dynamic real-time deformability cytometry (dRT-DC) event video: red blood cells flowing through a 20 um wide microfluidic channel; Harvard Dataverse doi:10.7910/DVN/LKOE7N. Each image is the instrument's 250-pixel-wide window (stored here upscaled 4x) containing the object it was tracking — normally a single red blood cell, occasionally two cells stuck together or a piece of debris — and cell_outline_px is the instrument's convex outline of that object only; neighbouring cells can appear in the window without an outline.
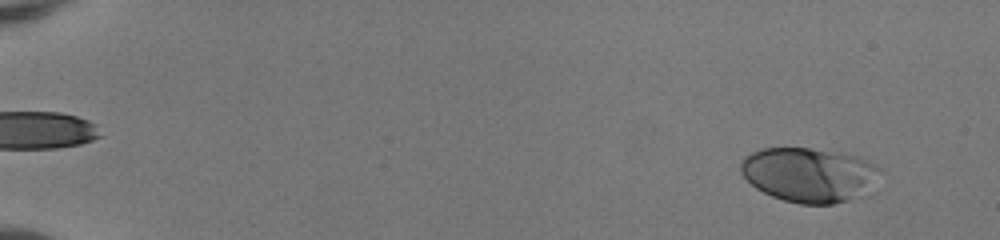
{"species": "human", "species_latin": "Homo sapiens", "temperature_condition": "room temperature", "stored_images_in_passage": 52, "camera_frame_rate_fps": 3000, "um_per_image_px": 0.085, "donor": {"sex": "female"}, "frame": {"image": 1, "passage_image": 4, "time_ms": 1.0, "image_size_px": [1000, 240], "cell_outline_px": [[876, 192], [868, 196], [832, 204], [800, 204], [784, 200], [772, 196], [756, 188], [740, 172], [740, 164], [744, 156], [760, 148], [808, 148], [840, 152], [860, 156], [876, 164]], "centroid_in_image_um": [68.84, 14.87], "position_along_channel_um": 16.2, "area_um2": 44.97}}
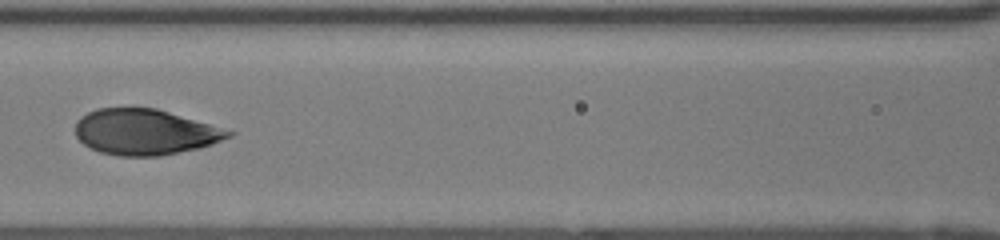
{"frame": {"image": 2, "passage_image": 26, "time_ms": 8.333, "image_size_px": [1000, 240], "cell_outline_px": [[236, 132], [232, 136], [212, 144], [200, 148], [160, 156], [116, 156], [100, 152], [88, 148], [76, 136], [76, 120], [80, 116], [96, 108], [156, 108]], "centroid_in_image_um": [12.3, 11.23], "position_along_channel_um": 154.3, "area_um2": 40.86}}
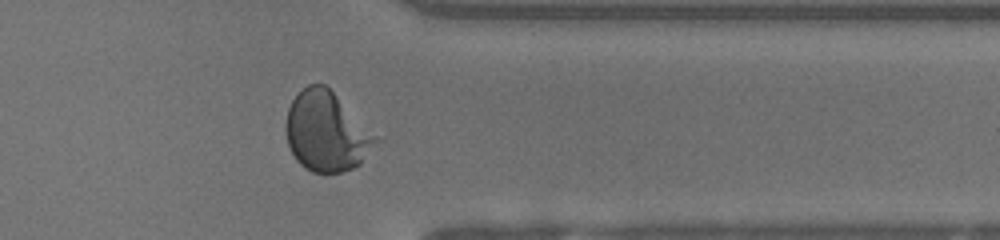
{"frame": {"image": 3, "passage_image": 43, "time_ms": 14.0, "image_size_px": [1000, 240], "cell_outline_px": [[380, 140], [360, 164], [352, 168], [340, 172], [312, 172], [304, 168], [296, 160], [288, 144], [284, 128], [284, 124], [288, 108], [292, 100], [308, 84], [324, 84]], "centroid_in_image_um": [27.71, 11.22], "position_along_channel_um": 383.7, "area_um2": 41.1}, "authors_computed_cell_mechanics": {"area_um2": 41.6449, "velocity_mm_per_s": 4.0928, "shape_relaxation_time_tau1_ms": 5.325, "shape_relaxation_time_tau2_ms": null, "deformation_change_tau1": 0.2389, "deformation_change_tau2": null}}